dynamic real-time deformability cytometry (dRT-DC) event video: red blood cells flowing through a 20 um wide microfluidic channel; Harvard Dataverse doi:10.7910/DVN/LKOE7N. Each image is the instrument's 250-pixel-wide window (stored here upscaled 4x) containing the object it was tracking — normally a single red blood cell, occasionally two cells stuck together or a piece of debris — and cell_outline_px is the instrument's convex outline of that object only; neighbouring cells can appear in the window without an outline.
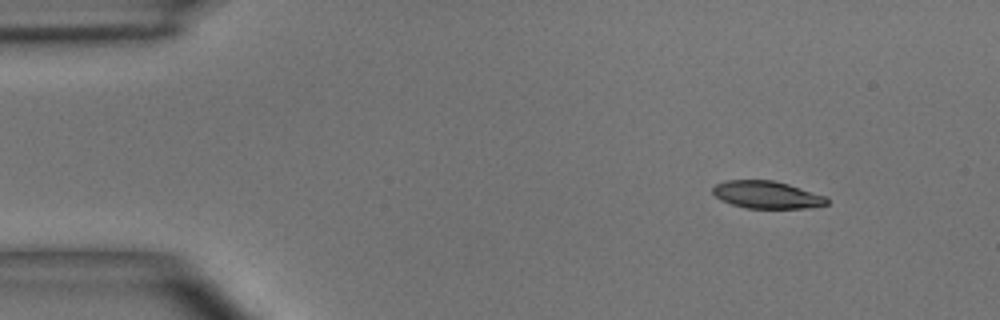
{"species": "common noctule bat (a hibernating species)", "species_latin": "Nyctalus noctula", "temperature_condition": "room temperature", "stored_images_in_passage": 6, "camera_frame_rate_fps": 3000, "um_per_image_px": 0.085, "animal": {"sex": "male", "body_mass_g": 15.6}, "frame": {"image": 1, "passage_image": 1, "time_ms": 0.0, "image_size_px": [1000, 320], "cell_outline_px": [[828, 204], [804, 208], [748, 208], [732, 204], [720, 200], [712, 192], [712, 188], [716, 184], [724, 180], [772, 180], [788, 184], [824, 196], [828, 200]], "centroid_in_image_um": [65.13, 16.55], "position_along_channel_um": 19.9, "area_um2": 18.03}}
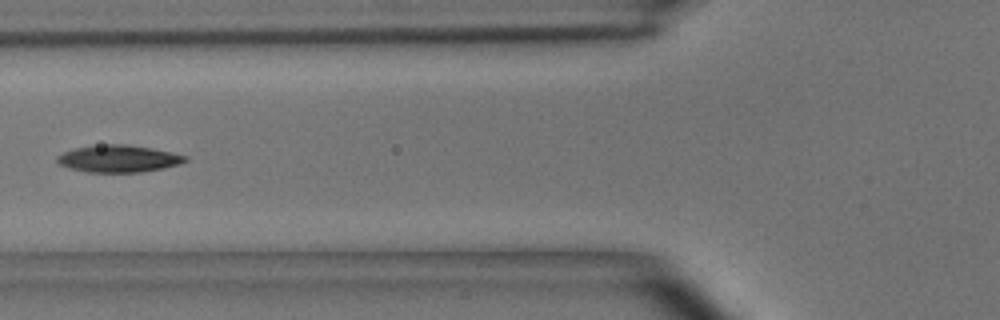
{"frame": {"image": 2, "passage_image": 5, "time_ms": 4.667, "image_size_px": [1000, 320], "cell_outline_px": [[188, 160], [180, 164], [164, 168], [140, 172], [88, 172], [68, 168], [60, 164], [56, 160], [56, 156], [64, 152], [76, 148], [104, 144], [128, 144], [152, 148], [172, 152], [188, 156]], "centroid_in_image_um": [10.1, 13.48], "position_along_channel_um": 115.7, "area_um2": 20.29}}